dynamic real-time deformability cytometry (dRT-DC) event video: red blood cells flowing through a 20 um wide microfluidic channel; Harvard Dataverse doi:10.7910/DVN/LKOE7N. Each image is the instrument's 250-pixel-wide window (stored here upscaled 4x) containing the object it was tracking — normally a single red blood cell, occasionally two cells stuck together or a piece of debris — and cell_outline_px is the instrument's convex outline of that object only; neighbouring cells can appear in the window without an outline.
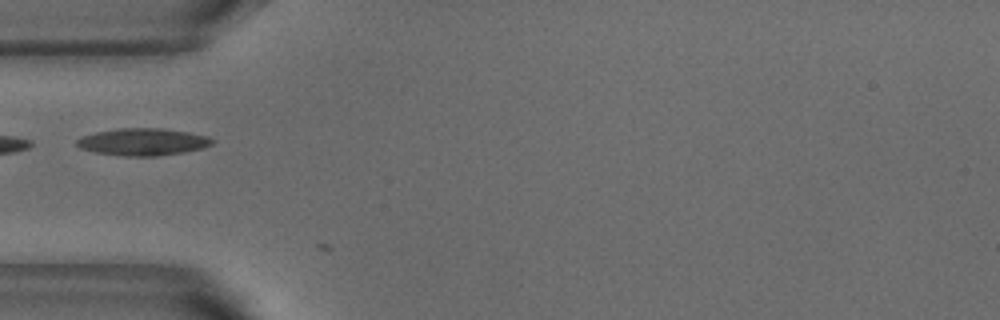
{"species": "common noctule bat (a hibernating species)", "species_latin": "Nyctalus noctula", "temperature_condition": "warm", "stored_images_in_passage": 4, "camera_frame_rate_fps": 3000, "um_per_image_px": 0.085, "animal": {"sex": "male", "body_mass_g": 18.8}, "frame": {"image": 1, "passage_image": 2, "time_ms": 0.333, "image_size_px": [1000, 320], "cell_outline_px": [[216, 140], [212, 144], [204, 148], [184, 152], [156, 156], [124, 156], [96, 152], [80, 148], [76, 144], [76, 140], [80, 136], [96, 132], [120, 128], [164, 128], [188, 132], [208, 136]], "centroid_in_image_um": [12.17, 12.05], "position_along_channel_um": 72.8, "area_um2": 21.56}}